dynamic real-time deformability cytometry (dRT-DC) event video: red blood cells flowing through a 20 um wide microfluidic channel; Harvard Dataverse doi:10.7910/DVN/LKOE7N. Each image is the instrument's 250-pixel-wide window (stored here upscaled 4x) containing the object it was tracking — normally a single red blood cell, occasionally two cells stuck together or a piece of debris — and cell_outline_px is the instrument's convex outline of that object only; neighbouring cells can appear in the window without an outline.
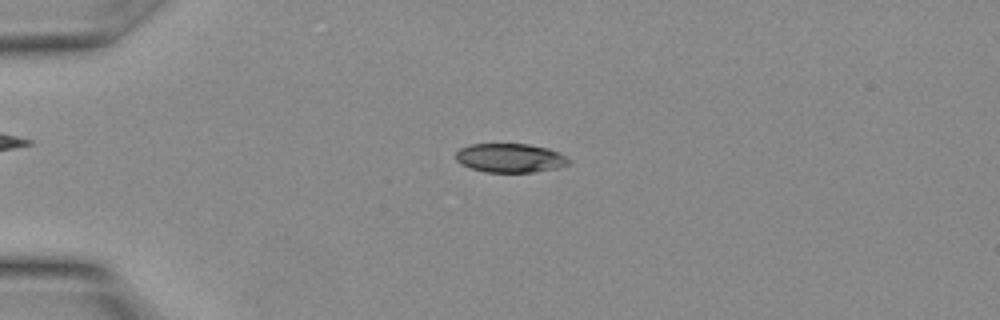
{"species": "Egyptian fruit bat (a non-hibernating species)", "species_latin": "Rousettus aegyptiacus", "temperature_condition": "warm", "stored_images_in_passage": 7, "camera_frame_rate_fps": 3000, "um_per_image_px": 0.085, "animal": {"sex": "female"}, "frame": {"image": 1, "passage_image": 2, "time_ms": 0.333, "image_size_px": [1000, 320], "cell_outline_px": [[568, 164], [556, 168], [536, 172], [484, 172], [460, 164], [456, 160], [456, 152], [460, 148], [468, 144], [528, 144], [548, 148], [564, 156], [568, 160]], "centroid_in_image_um": [43.3, 13.43], "position_along_channel_um": 41.7, "area_um2": 18.96}}
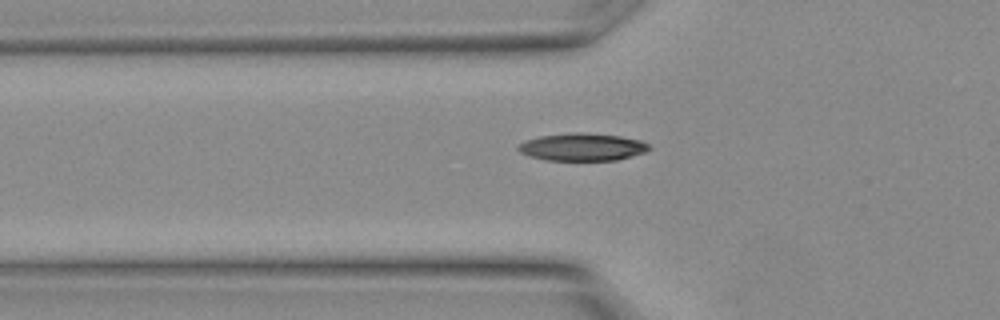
{"frame": {"image": 2, "passage_image": 5, "time_ms": 1.333, "image_size_px": [1000, 320], "cell_outline_px": [[652, 148], [644, 152], [632, 156], [616, 160], [544, 160], [520, 152], [516, 148], [520, 144], [528, 140], [540, 136], [580, 132], [620, 136], [640, 140], [648, 144]], "centroid_in_image_um": [49.53, 12.5], "position_along_channel_um": 76.3, "area_um2": 20.69}}